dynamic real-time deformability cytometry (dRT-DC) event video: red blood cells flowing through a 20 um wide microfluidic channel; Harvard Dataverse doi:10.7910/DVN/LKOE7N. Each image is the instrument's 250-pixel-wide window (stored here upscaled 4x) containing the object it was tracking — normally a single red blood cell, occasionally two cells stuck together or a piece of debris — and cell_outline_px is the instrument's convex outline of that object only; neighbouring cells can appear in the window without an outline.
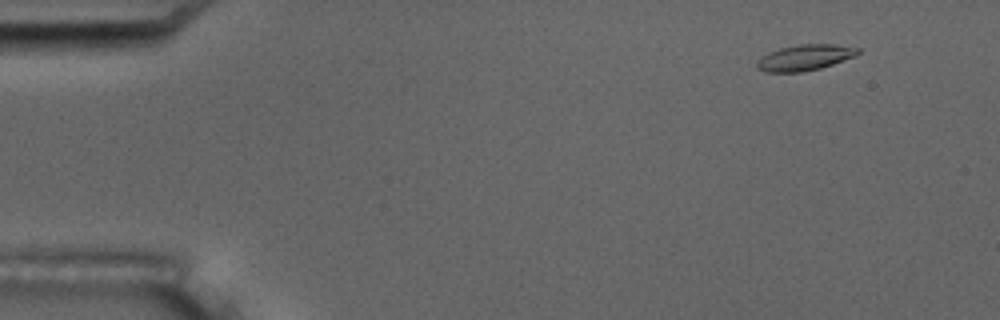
{"species": "common noctule bat (a hibernating species)", "species_latin": "Nyctalus noctula", "temperature_condition": "room temperature", "stored_images_in_passage": 6, "camera_frame_rate_fps": 3000, "um_per_image_px": 0.085, "animal": {"sex": "male", "body_mass_g": 17.5, "forearm_length_mm": 52.3}, "frame": {"image": 1, "passage_image": 2, "time_ms": 1.333, "image_size_px": [1000, 320], "cell_outline_px": [[860, 52], [856, 56], [820, 68], [800, 72], [764, 72], [756, 68], [756, 60], [768, 52], [780, 48], [800, 44], [832, 44], [860, 48]], "centroid_in_image_um": [68.38, 4.89], "position_along_channel_um": 16.6, "area_um2": 15.26}}